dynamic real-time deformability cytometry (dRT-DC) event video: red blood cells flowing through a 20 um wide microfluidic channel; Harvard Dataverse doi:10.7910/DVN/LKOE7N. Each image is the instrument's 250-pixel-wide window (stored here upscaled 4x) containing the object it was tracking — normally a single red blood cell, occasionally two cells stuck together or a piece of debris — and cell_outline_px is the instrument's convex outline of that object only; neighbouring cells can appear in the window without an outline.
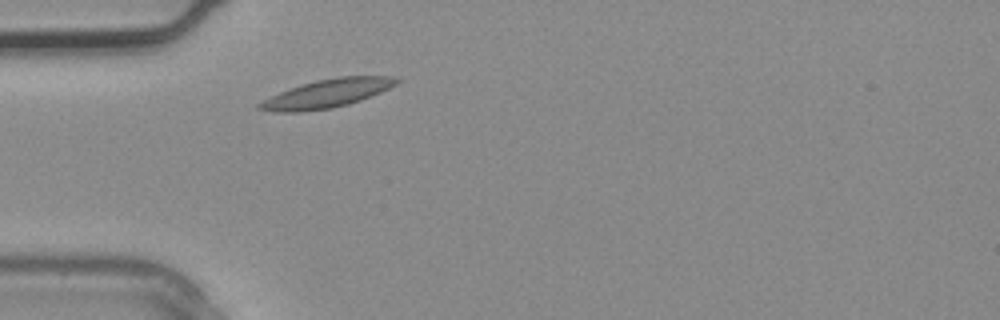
{"species": "common noctule bat (a hibernating species)", "species_latin": "Nyctalus noctula", "temperature_condition": "warm", "stored_images_in_passage": 1, "camera_frame_rate_fps": 3000, "um_per_image_px": 0.085, "animal": {"sex": "male", "body_mass_g": 20.4}, "frame": {"image": 1, "passage_image": 1, "time_ms": 0.0, "image_size_px": [1000, 320], "cell_outline_px": [[400, 80], [396, 84], [380, 92], [360, 100], [348, 104], [332, 108], [300, 112], [276, 112], [256, 108], [256, 104], [280, 92], [316, 80], [336, 76], [396, 76]], "centroid_in_image_um": [27.81, 7.94], "position_along_channel_um": 57.2, "area_um2": 22.43}}